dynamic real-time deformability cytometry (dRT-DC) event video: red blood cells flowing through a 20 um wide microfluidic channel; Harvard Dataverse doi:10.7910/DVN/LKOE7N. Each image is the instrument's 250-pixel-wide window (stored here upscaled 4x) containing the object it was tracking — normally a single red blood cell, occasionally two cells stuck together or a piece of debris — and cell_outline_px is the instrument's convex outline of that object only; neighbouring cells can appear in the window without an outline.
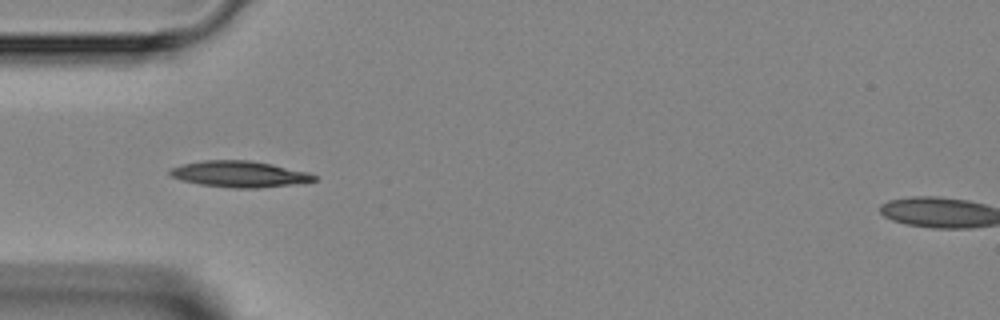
{"species": "Egyptian fruit bat (a non-hibernating species)", "species_latin": "Rousettus aegyptiacus", "temperature_condition": "room temperature", "stored_images_in_passage": 3, "camera_frame_rate_fps": 3000, "um_per_image_px": 0.085, "animal": {"sex": "female"}, "frame": {"image": 1, "passage_image": 2, "time_ms": 1.0, "image_size_px": [1000, 320], "cell_outline_px": [[316, 180], [292, 184], [256, 188], [232, 188], [200, 184], [180, 180], [172, 176], [168, 172], [172, 168], [184, 164], [204, 160], [248, 160], [272, 164], [308, 172], [316, 176]], "centroid_in_image_um": [20.34, 14.79], "position_along_channel_um": 64.7, "area_um2": 21.73}}
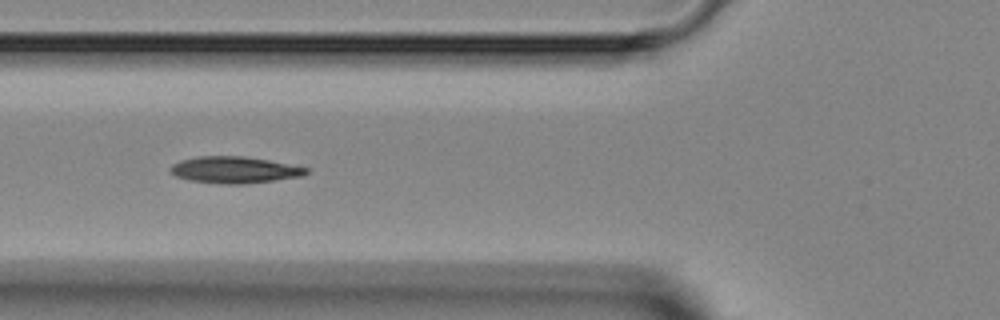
{"frame": {"image": 2, "passage_image": 3, "time_ms": 2.0, "image_size_px": [1000, 320], "cell_outline_px": [[308, 172], [304, 176], [276, 180], [244, 184], [220, 184], [188, 180], [176, 176], [168, 168], [172, 164], [180, 160], [196, 156], [244, 156], [268, 160], [308, 168]], "centroid_in_image_um": [19.9, 14.44], "position_along_channel_um": 105.9, "area_um2": 21.15}}